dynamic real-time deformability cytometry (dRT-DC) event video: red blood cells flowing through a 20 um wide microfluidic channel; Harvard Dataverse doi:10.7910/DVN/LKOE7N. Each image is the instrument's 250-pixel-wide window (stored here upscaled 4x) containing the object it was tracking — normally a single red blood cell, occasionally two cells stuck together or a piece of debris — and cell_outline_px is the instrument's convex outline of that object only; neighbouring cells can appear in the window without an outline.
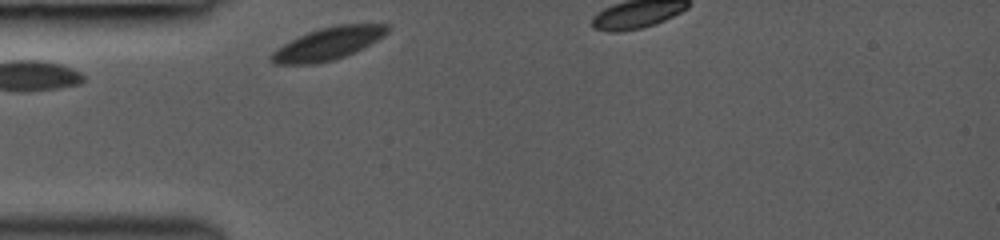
{"species": "common noctule bat (a hibernating species)", "species_latin": "Nyctalus noctula", "temperature_condition": "room temperature", "stored_images_in_passage": 17, "camera_frame_rate_fps": 3000, "um_per_image_px": 0.085, "animal": {"sex": "female", "body_mass_g": 19.0, "forearm_length_mm": 53.3}, "frame": {"image": 1, "passage_image": 1, "time_ms": 0.0, "image_size_px": [1000, 240], "cell_outline_px": [[392, 28], [384, 36], [336, 60], [312, 64], [272, 64], [268, 60], [268, 56], [276, 48], [308, 32], [320, 28], [336, 24], [388, 24]], "centroid_in_image_um": [27.85, 3.71], "position_along_channel_um": 57.2, "area_um2": 21.91}}